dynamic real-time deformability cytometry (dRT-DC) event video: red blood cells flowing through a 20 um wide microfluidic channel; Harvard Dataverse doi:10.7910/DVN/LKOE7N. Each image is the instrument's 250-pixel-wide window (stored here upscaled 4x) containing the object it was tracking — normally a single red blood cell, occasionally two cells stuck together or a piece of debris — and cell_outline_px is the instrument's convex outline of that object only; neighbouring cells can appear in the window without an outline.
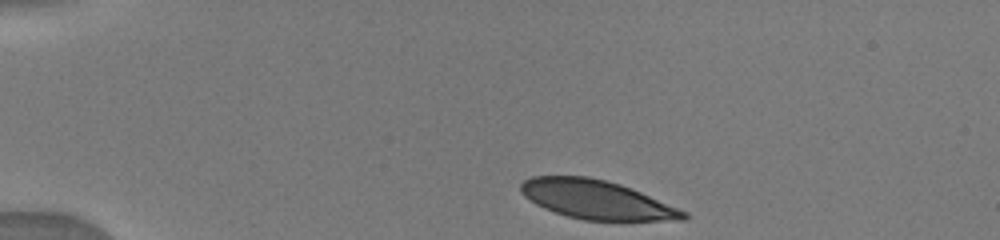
{"species": "human", "species_latin": "Homo sapiens", "temperature_condition": "warm", "stored_images_in_passage": 41, "camera_frame_rate_fps": 3000, "um_per_image_px": 0.085, "donor": {"sex": "male"}, "frame": {"image": 1, "passage_image": 1, "time_ms": 0.0, "image_size_px": [1000, 240], "cell_outline_px": [[688, 220], [584, 220], [568, 216], [544, 208], [536, 204], [524, 196], [520, 192], [520, 184], [524, 180], [532, 176], [588, 176], [620, 184], [640, 192], [688, 212]], "centroid_in_image_um": [50.69, 16.96], "position_along_channel_um": 34.3, "area_um2": 36.53}}
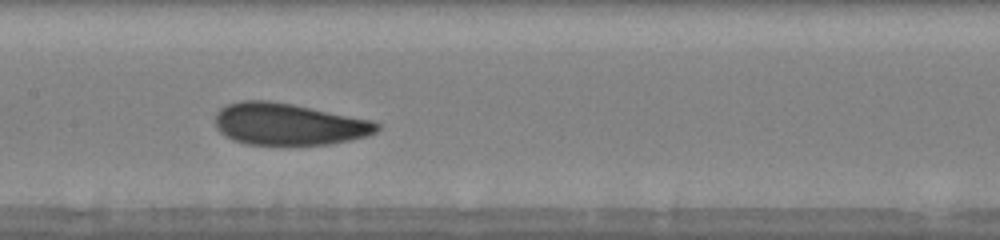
{"frame": {"image": 2, "passage_image": 16, "time_ms": 5.333, "image_size_px": [1000, 240], "cell_outline_px": [[380, 128], [376, 132], [368, 136], [352, 140], [332, 144], [300, 148], [276, 148], [244, 144], [232, 140], [224, 136], [216, 128], [216, 112], [220, 108], [228, 104], [240, 100], [268, 100], [292, 104], [372, 120], [380, 124]], "centroid_in_image_um": [24.52, 10.62], "position_along_channel_um": 182.9, "area_um2": 41.21}}
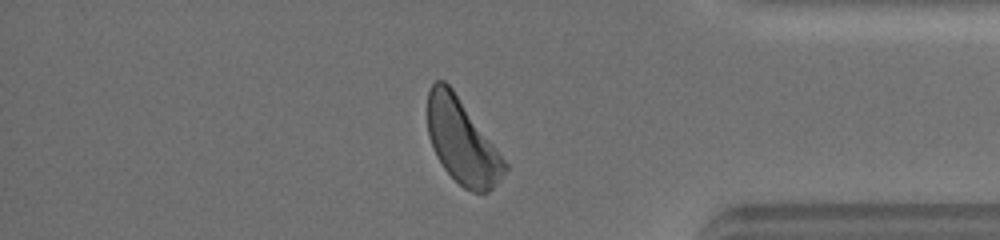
{"frame": {"image": 3, "passage_image": 33, "time_ms": 11.0, "image_size_px": [1000, 240], "cell_outline_px": [[508, 168], [500, 180], [488, 192], [472, 192], [464, 188], [444, 168], [436, 156], [428, 136], [428, 92], [432, 84], [436, 80], [444, 80], [452, 88], [508, 164]], "centroid_in_image_um": [39.27, 12.03], "position_along_channel_um": 395.9, "area_um2": 37.51}}